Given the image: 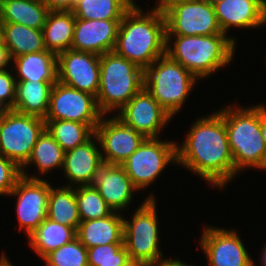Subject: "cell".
I'll return each instance as SVG.
<instances>
[{
    "label": "cell",
    "mask_w": 266,
    "mask_h": 266,
    "mask_svg": "<svg viewBox=\"0 0 266 266\" xmlns=\"http://www.w3.org/2000/svg\"><path fill=\"white\" fill-rule=\"evenodd\" d=\"M195 121L183 144L176 145L177 164L222 189L238 175L224 117L217 110Z\"/></svg>",
    "instance_id": "6da1fadb"
},
{
    "label": "cell",
    "mask_w": 266,
    "mask_h": 266,
    "mask_svg": "<svg viewBox=\"0 0 266 266\" xmlns=\"http://www.w3.org/2000/svg\"><path fill=\"white\" fill-rule=\"evenodd\" d=\"M141 9L123 15L114 51L145 70L166 54L167 32L163 13Z\"/></svg>",
    "instance_id": "7a4b0ae2"
},
{
    "label": "cell",
    "mask_w": 266,
    "mask_h": 266,
    "mask_svg": "<svg viewBox=\"0 0 266 266\" xmlns=\"http://www.w3.org/2000/svg\"><path fill=\"white\" fill-rule=\"evenodd\" d=\"M236 43L234 37L229 38L226 34L167 35L166 54L200 80L226 65L228 67L233 60Z\"/></svg>",
    "instance_id": "3957f363"
},
{
    "label": "cell",
    "mask_w": 266,
    "mask_h": 266,
    "mask_svg": "<svg viewBox=\"0 0 266 266\" xmlns=\"http://www.w3.org/2000/svg\"><path fill=\"white\" fill-rule=\"evenodd\" d=\"M235 105V106H234ZM218 110L224 117L235 171L266 169V147L260 129V105L239 107L237 103Z\"/></svg>",
    "instance_id": "277c9868"
},
{
    "label": "cell",
    "mask_w": 266,
    "mask_h": 266,
    "mask_svg": "<svg viewBox=\"0 0 266 266\" xmlns=\"http://www.w3.org/2000/svg\"><path fill=\"white\" fill-rule=\"evenodd\" d=\"M144 87V70L115 51L100 55L96 101L103 115L119 111Z\"/></svg>",
    "instance_id": "5b68a950"
},
{
    "label": "cell",
    "mask_w": 266,
    "mask_h": 266,
    "mask_svg": "<svg viewBox=\"0 0 266 266\" xmlns=\"http://www.w3.org/2000/svg\"><path fill=\"white\" fill-rule=\"evenodd\" d=\"M196 80L199 81L168 54L144 70V87L172 117L180 112Z\"/></svg>",
    "instance_id": "8992f818"
},
{
    "label": "cell",
    "mask_w": 266,
    "mask_h": 266,
    "mask_svg": "<svg viewBox=\"0 0 266 266\" xmlns=\"http://www.w3.org/2000/svg\"><path fill=\"white\" fill-rule=\"evenodd\" d=\"M155 194L149 195L132 218H124L123 241L135 266H158L165 258L159 249V225Z\"/></svg>",
    "instance_id": "52a82bcc"
},
{
    "label": "cell",
    "mask_w": 266,
    "mask_h": 266,
    "mask_svg": "<svg viewBox=\"0 0 266 266\" xmlns=\"http://www.w3.org/2000/svg\"><path fill=\"white\" fill-rule=\"evenodd\" d=\"M44 129V119L7 110L0 116V154L22 168Z\"/></svg>",
    "instance_id": "ba28073f"
},
{
    "label": "cell",
    "mask_w": 266,
    "mask_h": 266,
    "mask_svg": "<svg viewBox=\"0 0 266 266\" xmlns=\"http://www.w3.org/2000/svg\"><path fill=\"white\" fill-rule=\"evenodd\" d=\"M177 143L158 138H145L121 166L138 190H144L160 176L170 163L177 164Z\"/></svg>",
    "instance_id": "9c48e42d"
},
{
    "label": "cell",
    "mask_w": 266,
    "mask_h": 266,
    "mask_svg": "<svg viewBox=\"0 0 266 266\" xmlns=\"http://www.w3.org/2000/svg\"><path fill=\"white\" fill-rule=\"evenodd\" d=\"M167 35L223 34L214 6L204 0H186L164 13Z\"/></svg>",
    "instance_id": "30bf717a"
},
{
    "label": "cell",
    "mask_w": 266,
    "mask_h": 266,
    "mask_svg": "<svg viewBox=\"0 0 266 266\" xmlns=\"http://www.w3.org/2000/svg\"><path fill=\"white\" fill-rule=\"evenodd\" d=\"M52 185L40 177L22 174L9 196L18 197L16 212L19 229L29 237L47 218L48 199Z\"/></svg>",
    "instance_id": "8fae6325"
},
{
    "label": "cell",
    "mask_w": 266,
    "mask_h": 266,
    "mask_svg": "<svg viewBox=\"0 0 266 266\" xmlns=\"http://www.w3.org/2000/svg\"><path fill=\"white\" fill-rule=\"evenodd\" d=\"M102 116L95 96L57 81L52 87L44 120L100 123Z\"/></svg>",
    "instance_id": "7c38bea8"
},
{
    "label": "cell",
    "mask_w": 266,
    "mask_h": 266,
    "mask_svg": "<svg viewBox=\"0 0 266 266\" xmlns=\"http://www.w3.org/2000/svg\"><path fill=\"white\" fill-rule=\"evenodd\" d=\"M115 116L145 138H158L161 130L173 118L145 87L136 93Z\"/></svg>",
    "instance_id": "4fadbf2b"
},
{
    "label": "cell",
    "mask_w": 266,
    "mask_h": 266,
    "mask_svg": "<svg viewBox=\"0 0 266 266\" xmlns=\"http://www.w3.org/2000/svg\"><path fill=\"white\" fill-rule=\"evenodd\" d=\"M200 237L209 266H255L236 230L205 226Z\"/></svg>",
    "instance_id": "5bb4252c"
},
{
    "label": "cell",
    "mask_w": 266,
    "mask_h": 266,
    "mask_svg": "<svg viewBox=\"0 0 266 266\" xmlns=\"http://www.w3.org/2000/svg\"><path fill=\"white\" fill-rule=\"evenodd\" d=\"M58 81L69 87L97 96L100 55L72 49L57 54Z\"/></svg>",
    "instance_id": "9a60e30c"
},
{
    "label": "cell",
    "mask_w": 266,
    "mask_h": 266,
    "mask_svg": "<svg viewBox=\"0 0 266 266\" xmlns=\"http://www.w3.org/2000/svg\"><path fill=\"white\" fill-rule=\"evenodd\" d=\"M106 117L103 115L95 128L102 159L121 165L137 150L145 137L124 124L118 117Z\"/></svg>",
    "instance_id": "2e32d148"
},
{
    "label": "cell",
    "mask_w": 266,
    "mask_h": 266,
    "mask_svg": "<svg viewBox=\"0 0 266 266\" xmlns=\"http://www.w3.org/2000/svg\"><path fill=\"white\" fill-rule=\"evenodd\" d=\"M87 186L96 188L115 212H121L129 207L133 200V192L138 191L121 165L104 160L96 168Z\"/></svg>",
    "instance_id": "e0dca14e"
},
{
    "label": "cell",
    "mask_w": 266,
    "mask_h": 266,
    "mask_svg": "<svg viewBox=\"0 0 266 266\" xmlns=\"http://www.w3.org/2000/svg\"><path fill=\"white\" fill-rule=\"evenodd\" d=\"M121 20L75 18L71 49L102 55L114 51Z\"/></svg>",
    "instance_id": "ac0fdd59"
},
{
    "label": "cell",
    "mask_w": 266,
    "mask_h": 266,
    "mask_svg": "<svg viewBox=\"0 0 266 266\" xmlns=\"http://www.w3.org/2000/svg\"><path fill=\"white\" fill-rule=\"evenodd\" d=\"M214 9L226 35L232 27L254 29L266 25V0H223Z\"/></svg>",
    "instance_id": "d6986e66"
},
{
    "label": "cell",
    "mask_w": 266,
    "mask_h": 266,
    "mask_svg": "<svg viewBox=\"0 0 266 266\" xmlns=\"http://www.w3.org/2000/svg\"><path fill=\"white\" fill-rule=\"evenodd\" d=\"M96 144L99 146L98 138L94 134L85 143L65 151L62 170L69 181L65 186L77 187L89 184L96 168L103 161L101 150Z\"/></svg>",
    "instance_id": "ffe728a7"
},
{
    "label": "cell",
    "mask_w": 266,
    "mask_h": 266,
    "mask_svg": "<svg viewBox=\"0 0 266 266\" xmlns=\"http://www.w3.org/2000/svg\"><path fill=\"white\" fill-rule=\"evenodd\" d=\"M113 211L101 219L81 221L76 237L88 249L98 245L124 243V218Z\"/></svg>",
    "instance_id": "44dd1931"
},
{
    "label": "cell",
    "mask_w": 266,
    "mask_h": 266,
    "mask_svg": "<svg viewBox=\"0 0 266 266\" xmlns=\"http://www.w3.org/2000/svg\"><path fill=\"white\" fill-rule=\"evenodd\" d=\"M16 80L56 83L58 81L57 54L52 51L27 53L12 58ZM18 78V79H17Z\"/></svg>",
    "instance_id": "7402d4cb"
},
{
    "label": "cell",
    "mask_w": 266,
    "mask_h": 266,
    "mask_svg": "<svg viewBox=\"0 0 266 266\" xmlns=\"http://www.w3.org/2000/svg\"><path fill=\"white\" fill-rule=\"evenodd\" d=\"M55 83L16 80L13 110L30 116L45 119L50 93Z\"/></svg>",
    "instance_id": "603a6c76"
},
{
    "label": "cell",
    "mask_w": 266,
    "mask_h": 266,
    "mask_svg": "<svg viewBox=\"0 0 266 266\" xmlns=\"http://www.w3.org/2000/svg\"><path fill=\"white\" fill-rule=\"evenodd\" d=\"M50 9L44 2L35 0H2L0 20L43 30Z\"/></svg>",
    "instance_id": "cb8c5ba5"
},
{
    "label": "cell",
    "mask_w": 266,
    "mask_h": 266,
    "mask_svg": "<svg viewBox=\"0 0 266 266\" xmlns=\"http://www.w3.org/2000/svg\"><path fill=\"white\" fill-rule=\"evenodd\" d=\"M2 40L12 58L46 51L43 31L16 23H2Z\"/></svg>",
    "instance_id": "d4e9b609"
},
{
    "label": "cell",
    "mask_w": 266,
    "mask_h": 266,
    "mask_svg": "<svg viewBox=\"0 0 266 266\" xmlns=\"http://www.w3.org/2000/svg\"><path fill=\"white\" fill-rule=\"evenodd\" d=\"M74 29L72 11H50L42 30L46 49L55 54L71 49Z\"/></svg>",
    "instance_id": "484cf974"
},
{
    "label": "cell",
    "mask_w": 266,
    "mask_h": 266,
    "mask_svg": "<svg viewBox=\"0 0 266 266\" xmlns=\"http://www.w3.org/2000/svg\"><path fill=\"white\" fill-rule=\"evenodd\" d=\"M76 237V231L69 226L46 218L38 228L29 235V246L40 258L67 244Z\"/></svg>",
    "instance_id": "4316f807"
},
{
    "label": "cell",
    "mask_w": 266,
    "mask_h": 266,
    "mask_svg": "<svg viewBox=\"0 0 266 266\" xmlns=\"http://www.w3.org/2000/svg\"><path fill=\"white\" fill-rule=\"evenodd\" d=\"M47 218L77 231L81 220L76 202V187L63 185L50 188Z\"/></svg>",
    "instance_id": "83f0119b"
},
{
    "label": "cell",
    "mask_w": 266,
    "mask_h": 266,
    "mask_svg": "<svg viewBox=\"0 0 266 266\" xmlns=\"http://www.w3.org/2000/svg\"><path fill=\"white\" fill-rule=\"evenodd\" d=\"M65 151L55 141L52 135L45 128L39 135L34 145L31 156L27 163L21 168L22 174L27 173L25 168L36 165L37 170L43 176L56 168L62 169Z\"/></svg>",
    "instance_id": "f1b7e54d"
},
{
    "label": "cell",
    "mask_w": 266,
    "mask_h": 266,
    "mask_svg": "<svg viewBox=\"0 0 266 266\" xmlns=\"http://www.w3.org/2000/svg\"><path fill=\"white\" fill-rule=\"evenodd\" d=\"M99 123H80L70 120H45V128L64 151L88 141Z\"/></svg>",
    "instance_id": "f546056e"
},
{
    "label": "cell",
    "mask_w": 266,
    "mask_h": 266,
    "mask_svg": "<svg viewBox=\"0 0 266 266\" xmlns=\"http://www.w3.org/2000/svg\"><path fill=\"white\" fill-rule=\"evenodd\" d=\"M72 12L78 19L122 20L127 11L116 0H78Z\"/></svg>",
    "instance_id": "4dcf8cb0"
},
{
    "label": "cell",
    "mask_w": 266,
    "mask_h": 266,
    "mask_svg": "<svg viewBox=\"0 0 266 266\" xmlns=\"http://www.w3.org/2000/svg\"><path fill=\"white\" fill-rule=\"evenodd\" d=\"M76 202L81 221L105 218L113 212L98 190L87 185L76 187Z\"/></svg>",
    "instance_id": "1f68e13d"
},
{
    "label": "cell",
    "mask_w": 266,
    "mask_h": 266,
    "mask_svg": "<svg viewBox=\"0 0 266 266\" xmlns=\"http://www.w3.org/2000/svg\"><path fill=\"white\" fill-rule=\"evenodd\" d=\"M89 266H135L124 243L98 245L87 249Z\"/></svg>",
    "instance_id": "d6a6232c"
},
{
    "label": "cell",
    "mask_w": 266,
    "mask_h": 266,
    "mask_svg": "<svg viewBox=\"0 0 266 266\" xmlns=\"http://www.w3.org/2000/svg\"><path fill=\"white\" fill-rule=\"evenodd\" d=\"M45 258L57 266H89L87 248L77 237L50 252Z\"/></svg>",
    "instance_id": "836d02e7"
},
{
    "label": "cell",
    "mask_w": 266,
    "mask_h": 266,
    "mask_svg": "<svg viewBox=\"0 0 266 266\" xmlns=\"http://www.w3.org/2000/svg\"><path fill=\"white\" fill-rule=\"evenodd\" d=\"M21 177V168L0 154V195L8 196Z\"/></svg>",
    "instance_id": "e575fe53"
},
{
    "label": "cell",
    "mask_w": 266,
    "mask_h": 266,
    "mask_svg": "<svg viewBox=\"0 0 266 266\" xmlns=\"http://www.w3.org/2000/svg\"><path fill=\"white\" fill-rule=\"evenodd\" d=\"M12 70L0 71V103L6 110H13L15 101L16 79Z\"/></svg>",
    "instance_id": "d590c367"
},
{
    "label": "cell",
    "mask_w": 266,
    "mask_h": 266,
    "mask_svg": "<svg viewBox=\"0 0 266 266\" xmlns=\"http://www.w3.org/2000/svg\"><path fill=\"white\" fill-rule=\"evenodd\" d=\"M50 11H72L76 0H44Z\"/></svg>",
    "instance_id": "8d00e7d4"
},
{
    "label": "cell",
    "mask_w": 266,
    "mask_h": 266,
    "mask_svg": "<svg viewBox=\"0 0 266 266\" xmlns=\"http://www.w3.org/2000/svg\"><path fill=\"white\" fill-rule=\"evenodd\" d=\"M12 59L9 55L8 48L5 46L3 40H0V71L7 69L11 64Z\"/></svg>",
    "instance_id": "74e56055"
},
{
    "label": "cell",
    "mask_w": 266,
    "mask_h": 266,
    "mask_svg": "<svg viewBox=\"0 0 266 266\" xmlns=\"http://www.w3.org/2000/svg\"><path fill=\"white\" fill-rule=\"evenodd\" d=\"M182 1H186V0H158L156 2V5L151 10L158 11L159 13L164 14L170 8H172L175 4H178Z\"/></svg>",
    "instance_id": "f35d334b"
},
{
    "label": "cell",
    "mask_w": 266,
    "mask_h": 266,
    "mask_svg": "<svg viewBox=\"0 0 266 266\" xmlns=\"http://www.w3.org/2000/svg\"><path fill=\"white\" fill-rule=\"evenodd\" d=\"M260 129L266 147V106L260 104Z\"/></svg>",
    "instance_id": "ab89813d"
},
{
    "label": "cell",
    "mask_w": 266,
    "mask_h": 266,
    "mask_svg": "<svg viewBox=\"0 0 266 266\" xmlns=\"http://www.w3.org/2000/svg\"><path fill=\"white\" fill-rule=\"evenodd\" d=\"M158 266H193V265L182 262L176 257V259L165 258Z\"/></svg>",
    "instance_id": "60d3db41"
},
{
    "label": "cell",
    "mask_w": 266,
    "mask_h": 266,
    "mask_svg": "<svg viewBox=\"0 0 266 266\" xmlns=\"http://www.w3.org/2000/svg\"><path fill=\"white\" fill-rule=\"evenodd\" d=\"M126 11H131L139 6L136 5L134 0H116Z\"/></svg>",
    "instance_id": "b9f144b4"
},
{
    "label": "cell",
    "mask_w": 266,
    "mask_h": 266,
    "mask_svg": "<svg viewBox=\"0 0 266 266\" xmlns=\"http://www.w3.org/2000/svg\"><path fill=\"white\" fill-rule=\"evenodd\" d=\"M3 255L0 256V266H14L9 258H7V255L5 253H2Z\"/></svg>",
    "instance_id": "7bdbcfd3"
},
{
    "label": "cell",
    "mask_w": 266,
    "mask_h": 266,
    "mask_svg": "<svg viewBox=\"0 0 266 266\" xmlns=\"http://www.w3.org/2000/svg\"><path fill=\"white\" fill-rule=\"evenodd\" d=\"M262 254H261V259H260V261H261V263H262V265L261 266H266V245L264 246V248L262 249V252H261Z\"/></svg>",
    "instance_id": "ee69618b"
},
{
    "label": "cell",
    "mask_w": 266,
    "mask_h": 266,
    "mask_svg": "<svg viewBox=\"0 0 266 266\" xmlns=\"http://www.w3.org/2000/svg\"><path fill=\"white\" fill-rule=\"evenodd\" d=\"M204 1H206V2H208L209 4H211V5H215V4H217V3H219V2H221V1H223V0H204Z\"/></svg>",
    "instance_id": "f6af8a7d"
},
{
    "label": "cell",
    "mask_w": 266,
    "mask_h": 266,
    "mask_svg": "<svg viewBox=\"0 0 266 266\" xmlns=\"http://www.w3.org/2000/svg\"><path fill=\"white\" fill-rule=\"evenodd\" d=\"M41 260H44V261H45V262H44V263H46L45 266H57V265H55V264L49 262L45 257H42Z\"/></svg>",
    "instance_id": "bcb514c9"
},
{
    "label": "cell",
    "mask_w": 266,
    "mask_h": 266,
    "mask_svg": "<svg viewBox=\"0 0 266 266\" xmlns=\"http://www.w3.org/2000/svg\"><path fill=\"white\" fill-rule=\"evenodd\" d=\"M7 110L3 107V105L0 103V116L3 115Z\"/></svg>",
    "instance_id": "7dc6e473"
},
{
    "label": "cell",
    "mask_w": 266,
    "mask_h": 266,
    "mask_svg": "<svg viewBox=\"0 0 266 266\" xmlns=\"http://www.w3.org/2000/svg\"><path fill=\"white\" fill-rule=\"evenodd\" d=\"M2 39V22L0 20V40Z\"/></svg>",
    "instance_id": "c3c4849f"
}]
</instances>
